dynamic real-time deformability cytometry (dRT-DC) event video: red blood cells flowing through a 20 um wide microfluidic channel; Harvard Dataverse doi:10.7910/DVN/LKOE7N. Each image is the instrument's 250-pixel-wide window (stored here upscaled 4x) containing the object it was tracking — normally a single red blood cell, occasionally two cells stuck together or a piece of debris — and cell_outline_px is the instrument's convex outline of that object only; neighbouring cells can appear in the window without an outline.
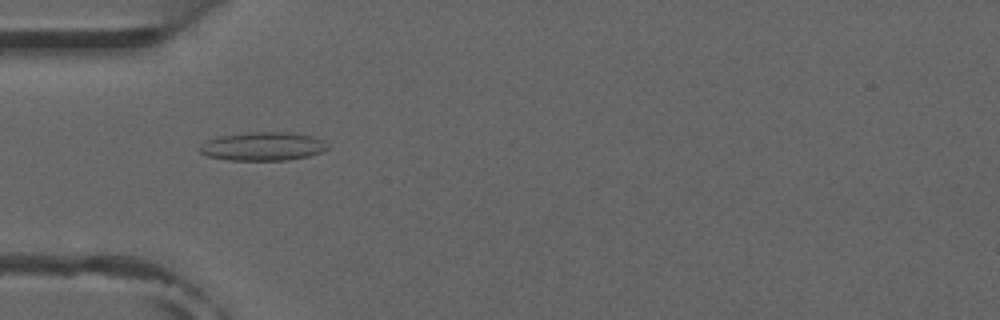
{"species": "common noctule bat (a hibernating species)", "species_latin": "Nyctalus noctula", "temperature_condition": "room temperature", "stored_images_in_passage": 52, "camera_frame_rate_fps": 3000, "um_per_image_px": 0.085, "animal": {"sex": "male", "forearm_length_mm": 52.5}, "frame": {"image": 1, "passage_image": 16, "time_ms": 5.0, "image_size_px": [1000, 320], "cell_outline_px": [[328, 148], [320, 152], [308, 156], [288, 160], [228, 160], [208, 156], [200, 152], [196, 148], [208, 140], [220, 136], [248, 132], [292, 132], [312, 136], [328, 144]], "centroid_in_image_um": [22.32, 12.44], "position_along_channel_um": 62.7, "area_um2": 21.21}}
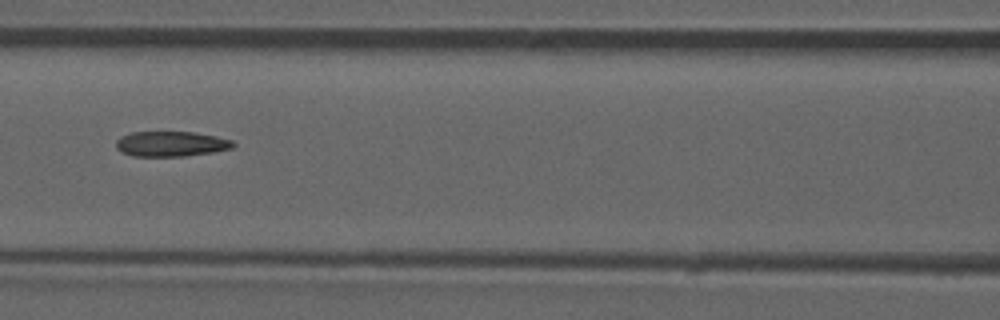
{"frame": {"image": 2, "passage_image": 23, "time_ms": 7.333, "image_size_px": [1000, 320], "cell_outline_px": [[236, 144], [232, 148], [212, 152], [184, 156], [132, 156], [120, 152], [116, 148], [116, 140], [120, 136], [132, 132], [196, 132], [216, 136], [232, 140]], "centroid_in_image_um": [14.51, 12.23], "position_along_channel_um": 152.1, "area_um2": 17.28}, "authors_computed_cell_mechanics": {"area_um2": 17.8313, "velocity_mm_per_s": 3.8687, "shape_relaxation_time_tau1_ms": null, "shape_relaxation_time_tau2_ms": 5.1313, "deformation_change_tau1": null, "deformation_change_tau2": 0.1435}}